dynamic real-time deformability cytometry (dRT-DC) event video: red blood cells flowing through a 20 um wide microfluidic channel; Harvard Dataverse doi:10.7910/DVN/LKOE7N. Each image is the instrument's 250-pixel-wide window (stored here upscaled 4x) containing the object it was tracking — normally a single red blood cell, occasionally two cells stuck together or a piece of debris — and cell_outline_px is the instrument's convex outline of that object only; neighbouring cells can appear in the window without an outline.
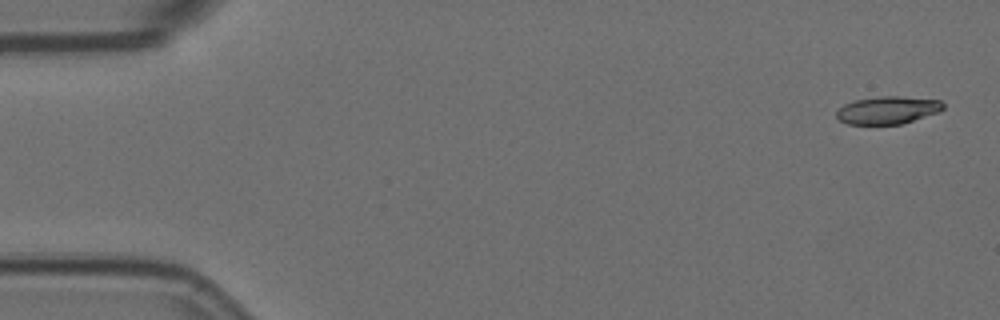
{"species": "Egyptian fruit bat (a non-hibernating species)", "species_latin": "Rousettus aegyptiacus", "temperature_condition": "room temperature", "stored_images_in_passage": 4, "camera_frame_rate_fps": 3000, "um_per_image_px": 0.085, "animal": {"sex": "female"}, "frame": {"image": 1, "passage_image": 1, "time_ms": 0.0, "image_size_px": [1000, 320], "cell_outline_px": [[944, 108], [940, 112], [900, 124], [848, 124], [840, 120], [836, 116], [836, 112], [844, 104], [856, 100], [880, 96], [900, 96], [940, 100], [944, 104]], "centroid_in_image_um": [75.48, 9.36], "position_along_channel_um": 9.5, "area_um2": 17.11}}